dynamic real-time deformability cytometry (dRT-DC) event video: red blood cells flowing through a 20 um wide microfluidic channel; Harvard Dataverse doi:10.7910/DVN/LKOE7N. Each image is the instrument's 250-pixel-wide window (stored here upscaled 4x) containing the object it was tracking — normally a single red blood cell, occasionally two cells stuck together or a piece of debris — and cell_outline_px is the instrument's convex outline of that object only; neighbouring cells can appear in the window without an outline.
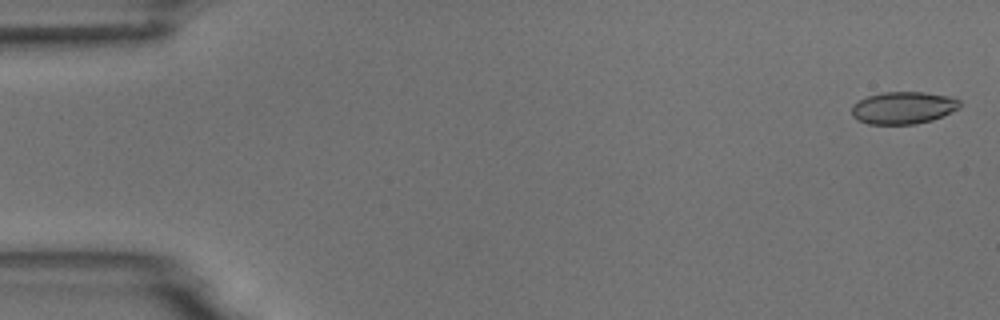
{"species": "common noctule bat (a hibernating species)", "species_latin": "Nyctalus noctula", "temperature_condition": "room temperature", "stored_images_in_passage": 4, "camera_frame_rate_fps": 3000, "um_per_image_px": 0.085, "animal": {"sex": "male", "body_mass_g": 18.8}, "frame": {"image": 1, "passage_image": 1, "time_ms": 0.0, "image_size_px": [1000, 320], "cell_outline_px": [[960, 108], [932, 120], [916, 124], [868, 124], [856, 120], [852, 116], [852, 104], [868, 96], [884, 92], [924, 92], [948, 96], [960, 100]], "centroid_in_image_um": [76.76, 9.17], "position_along_channel_um": 8.2, "area_um2": 20.35}}